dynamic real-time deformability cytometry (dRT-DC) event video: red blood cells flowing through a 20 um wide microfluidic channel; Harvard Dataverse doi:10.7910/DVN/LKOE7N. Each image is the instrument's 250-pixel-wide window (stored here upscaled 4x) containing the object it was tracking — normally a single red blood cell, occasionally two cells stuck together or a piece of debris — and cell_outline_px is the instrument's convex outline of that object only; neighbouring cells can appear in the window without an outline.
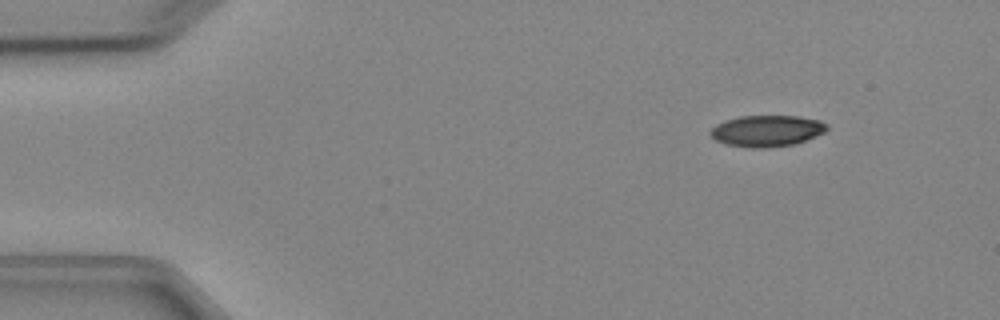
{"species": "Egyptian fruit bat (a non-hibernating species)", "species_latin": "Rousettus aegyptiacus", "temperature_condition": "cold", "stored_images_in_passage": 5, "camera_frame_rate_fps": 3000, "um_per_image_px": 0.085, "animal": {"sex": "female"}, "frame": {"image": 1, "passage_image": 1, "time_ms": 0.0, "image_size_px": [1000, 320], "cell_outline_px": [[828, 128], [824, 132], [816, 136], [792, 144], [768, 148], [752, 148], [724, 144], [716, 140], [708, 132], [716, 124], [724, 120], [740, 116], [800, 116], [820, 120], [828, 124]], "centroid_in_image_um": [65.17, 11.12], "position_along_channel_um": 19.8, "area_um2": 21.33}}
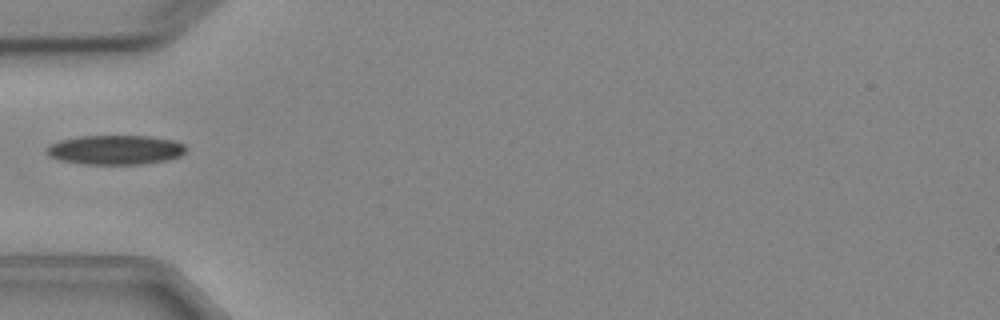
{"frame": {"image": 2, "passage_image": 4, "time_ms": 3.667, "image_size_px": [1000, 320], "cell_outline_px": [[184, 152], [180, 156], [168, 160], [140, 164], [84, 164], [60, 160], [48, 156], [44, 148], [48, 144], [60, 140], [80, 136], [148, 136], [172, 140], [184, 144]], "centroid_in_image_um": [9.75, 12.74], "position_along_channel_um": 75.3, "area_um2": 23.93}}